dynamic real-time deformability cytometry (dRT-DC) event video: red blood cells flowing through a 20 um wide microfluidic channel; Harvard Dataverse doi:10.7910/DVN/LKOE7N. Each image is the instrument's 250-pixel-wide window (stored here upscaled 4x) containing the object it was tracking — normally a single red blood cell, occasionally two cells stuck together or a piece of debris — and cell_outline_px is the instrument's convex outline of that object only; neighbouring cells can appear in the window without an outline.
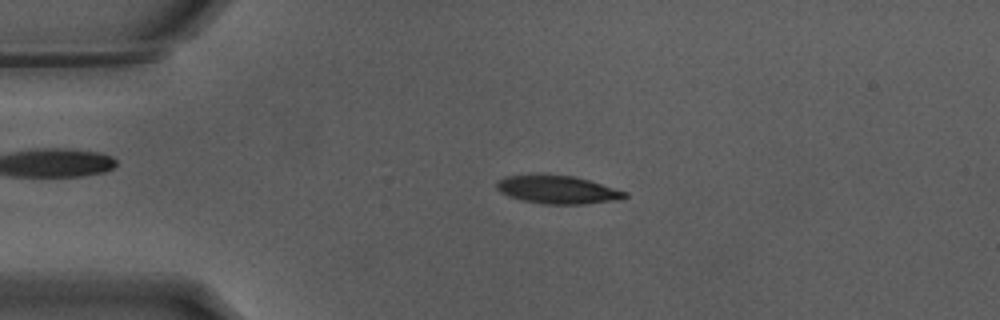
{"species": "Egyptian fruit bat (a non-hibernating species)", "species_latin": "Rousettus aegyptiacus", "temperature_condition": "warm", "stored_images_in_passage": 55, "camera_frame_rate_fps": 3000, "um_per_image_px": 0.085, "animal": {"sex": "male"}, "frame": {"image": 1, "passage_image": 12, "time_ms": 3.667, "image_size_px": [1000, 320], "cell_outline_px": [[628, 196], [624, 200], [584, 204], [544, 204], [524, 200], [508, 196], [500, 192], [496, 188], [496, 184], [504, 176], [572, 176], [588, 180], [628, 192]], "centroid_in_image_um": [47.47, 16.16], "position_along_channel_um": 37.5, "area_um2": 20.63}}
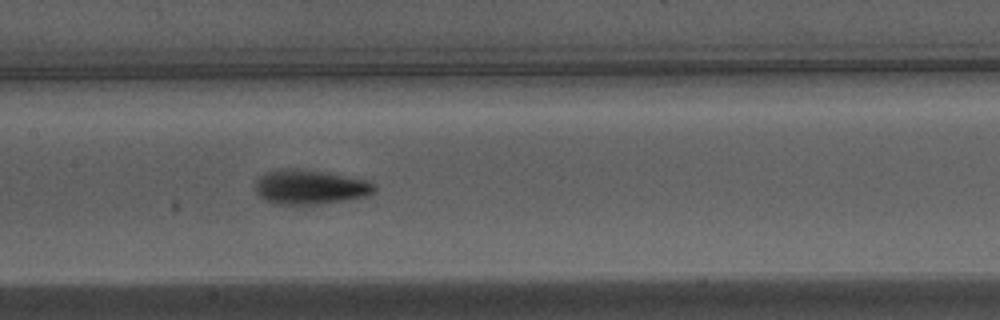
{"frame": {"image": 2, "passage_image": 26, "time_ms": 8.333, "image_size_px": [1000, 320], "cell_outline_px": [[376, 192], [368, 196], [348, 200], [316, 204], [272, 204], [264, 200], [256, 192], [256, 180], [264, 172], [280, 168], [292, 168], [328, 172], [364, 180], [372, 184], [376, 188]], "centroid_in_image_um": [26.32, 15.9], "position_along_channel_um": 181.1, "area_um2": 24.1}}
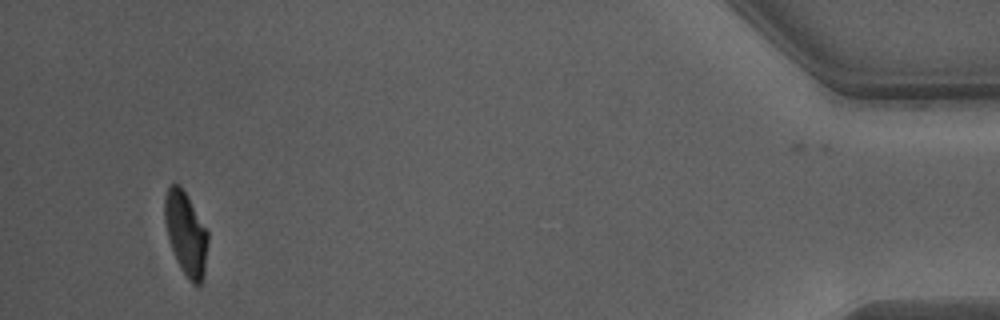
{"frame": {"image": 3, "passage_image": 51, "time_ms": 16.667, "image_size_px": [1000, 320], "cell_outline_px": [[208, 244], [204, 272], [200, 284], [192, 284], [188, 280], [180, 268], [176, 260], [168, 236], [164, 220], [164, 196], [168, 188], [172, 184], [180, 184], [208, 232]], "centroid_in_image_um": [15.79, 19.86], "position_along_channel_um": 419.4, "area_um2": 20.81}, "authors_computed_cell_mechanics": {"area_um2": 22.1952, "velocity_mm_per_s": 3.8217, "shape_relaxation_time_tau1_ms": 2.6024, "shape_relaxation_time_tau2_ms": 3.6868, "deformation_change_tau1": 0.1589, "deformation_change_tau2": 0.0837}}